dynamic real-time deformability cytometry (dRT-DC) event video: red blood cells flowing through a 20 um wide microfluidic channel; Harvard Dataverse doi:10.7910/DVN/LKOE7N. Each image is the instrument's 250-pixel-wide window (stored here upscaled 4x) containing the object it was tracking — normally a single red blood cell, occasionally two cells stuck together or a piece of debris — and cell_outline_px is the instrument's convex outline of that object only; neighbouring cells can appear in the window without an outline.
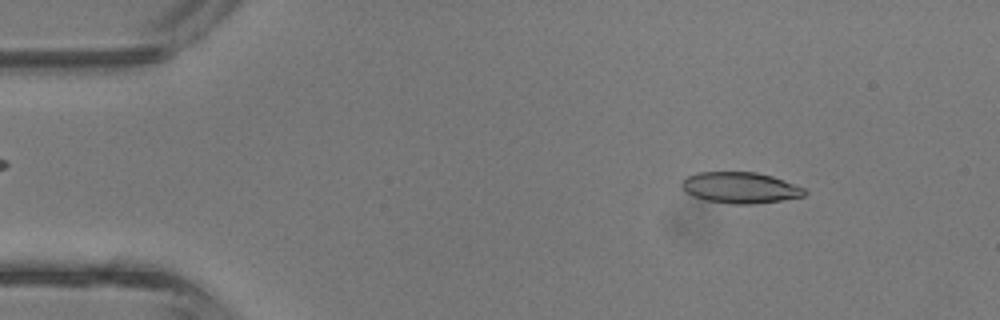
{"species": "common noctule bat (a hibernating species)", "species_latin": "Nyctalus noctula", "temperature_condition": "room temperature", "stored_images_in_passage": 41, "camera_frame_rate_fps": 3000, "um_per_image_px": 0.085, "animal": {"sex": "male", "body_mass_g": 13.3}, "frame": {"image": 1, "passage_image": 5, "time_ms": 1.333, "image_size_px": [1000, 320], "cell_outline_px": [[808, 192], [804, 196], [780, 200], [752, 204], [732, 204], [704, 200], [692, 196], [680, 184], [688, 176], [696, 172], [756, 172], [772, 176], [784, 180], [804, 188]], "centroid_in_image_um": [62.93, 15.95], "position_along_channel_um": 22.1, "area_um2": 22.14}}
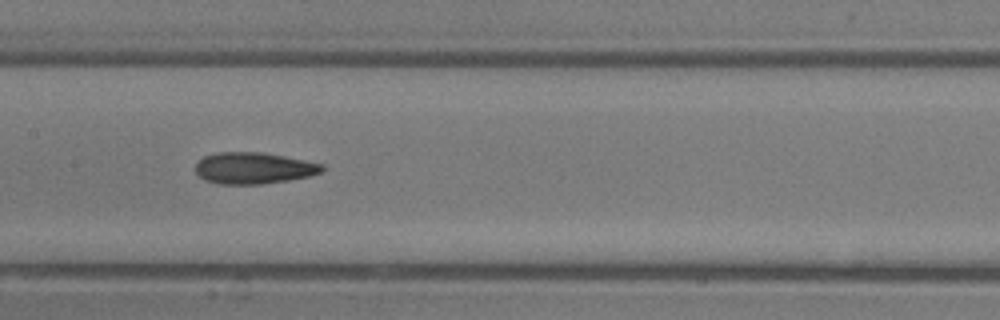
{"frame": {"image": 2, "passage_image": 20, "time_ms": 6.333, "image_size_px": [1000, 320], "cell_outline_px": [[324, 168], [320, 172], [308, 176], [288, 180], [260, 184], [220, 184], [204, 180], [196, 172], [196, 164], [204, 156], [216, 152], [264, 152], [324, 164]], "centroid_in_image_um": [21.54, 14.28], "position_along_channel_um": 185.9, "area_um2": 23.12}}
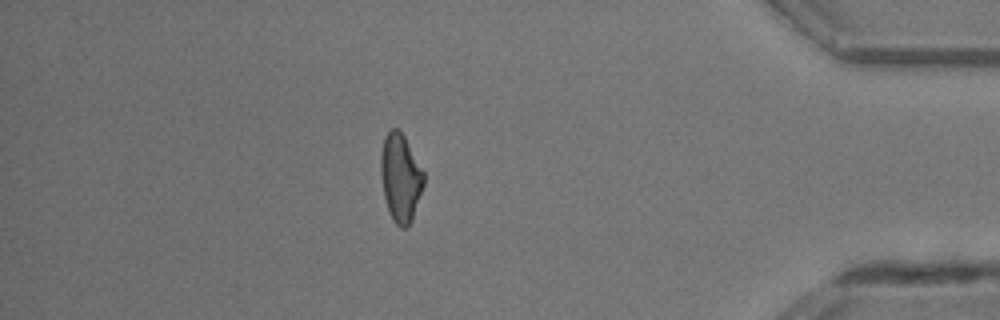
{"frame": {"image": 3, "passage_image": 36, "time_ms": 11.667, "image_size_px": [1000, 320], "cell_outline_px": [[424, 184], [412, 220], [404, 228], [400, 228], [396, 224], [388, 208], [384, 196], [380, 172], [380, 156], [384, 136], [392, 128], [396, 128], [404, 136], [424, 172]], "centroid_in_image_um": [34.03, 15.09], "position_along_channel_um": 401.2, "area_um2": 21.79}, "authors_computed_cell_mechanics": {"area_um2": 22.5998, "velocity_mm_per_s": 4.835, "shape_relaxation_time_tau1_ms": 3.3485, "shape_relaxation_time_tau2_ms": 2.2909, "deformation_change_tau1": 0.1162, "deformation_change_tau2": 0.1056}}